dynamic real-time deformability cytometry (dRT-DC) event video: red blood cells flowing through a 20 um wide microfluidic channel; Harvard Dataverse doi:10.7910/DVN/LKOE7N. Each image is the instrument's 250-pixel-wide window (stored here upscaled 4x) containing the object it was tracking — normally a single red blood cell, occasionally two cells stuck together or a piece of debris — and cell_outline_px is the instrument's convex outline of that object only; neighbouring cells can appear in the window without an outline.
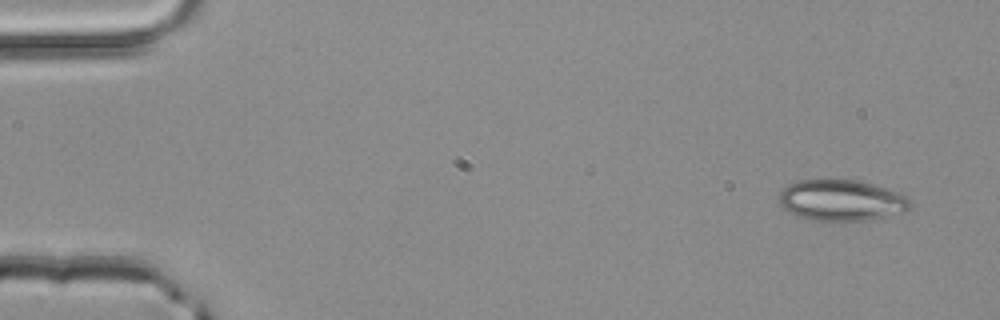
{"species": "common noctule bat (a hibernating species)", "species_latin": "Nyctalus noctula", "temperature_condition": "room temperature", "stored_images_in_passage": 3, "camera_frame_rate_fps": 3000, "um_per_image_px": 0.085, "animal": {"sex": "male", "body_mass_g": 20.4}, "frame": {"image": 1, "passage_image": 1, "time_ms": 0.0, "image_size_px": [1000, 320], "cell_outline_px": [[912, 208], [904, 212], [868, 220], [812, 220], [788, 212], [780, 204], [780, 192], [788, 184], [800, 180], [856, 180], [872, 184], [900, 192], [908, 196], [912, 200]], "centroid_in_image_um": [71.58, 17.02], "position_along_channel_um": 13.4, "area_um2": 31.33}}